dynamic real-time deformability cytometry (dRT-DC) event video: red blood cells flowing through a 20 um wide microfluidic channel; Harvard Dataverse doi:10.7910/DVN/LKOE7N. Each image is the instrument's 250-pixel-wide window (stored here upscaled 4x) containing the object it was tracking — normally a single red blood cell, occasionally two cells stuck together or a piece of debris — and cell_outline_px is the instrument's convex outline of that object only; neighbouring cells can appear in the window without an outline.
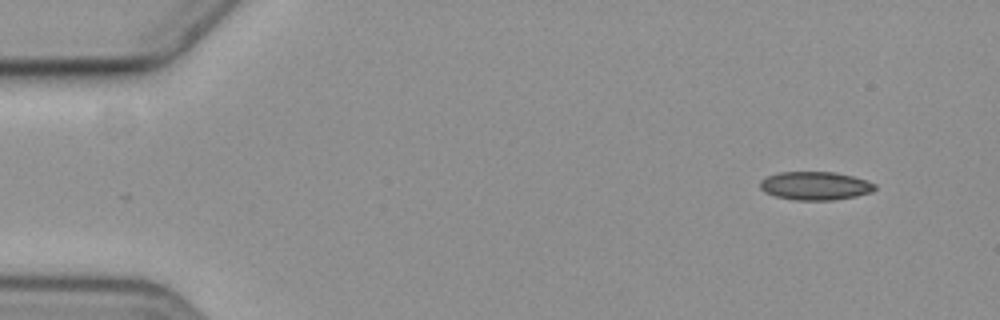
{"species": "common noctule bat (a hibernating species)", "species_latin": "Nyctalus noctula", "temperature_condition": "cold", "stored_images_in_passage": 5, "segment_of_instrument_passage": [1, 2], "camera_frame_rate_fps": 3000, "um_per_image_px": 0.085, "animal": {"sex": "female", "body_mass_g": 19.3, "forearm_length_mm": 54.1}, "frame": {"image": 1, "passage_image": 1, "time_ms": 0.0, "image_size_px": [1000, 320], "cell_outline_px": [[876, 188], [872, 192], [856, 196], [832, 200], [796, 200], [776, 196], [764, 192], [760, 188], [760, 180], [768, 176], [780, 172], [836, 172], [868, 180], [876, 184]], "centroid_in_image_um": [69.31, 15.79], "position_along_channel_um": 15.7, "area_um2": 19.02}}